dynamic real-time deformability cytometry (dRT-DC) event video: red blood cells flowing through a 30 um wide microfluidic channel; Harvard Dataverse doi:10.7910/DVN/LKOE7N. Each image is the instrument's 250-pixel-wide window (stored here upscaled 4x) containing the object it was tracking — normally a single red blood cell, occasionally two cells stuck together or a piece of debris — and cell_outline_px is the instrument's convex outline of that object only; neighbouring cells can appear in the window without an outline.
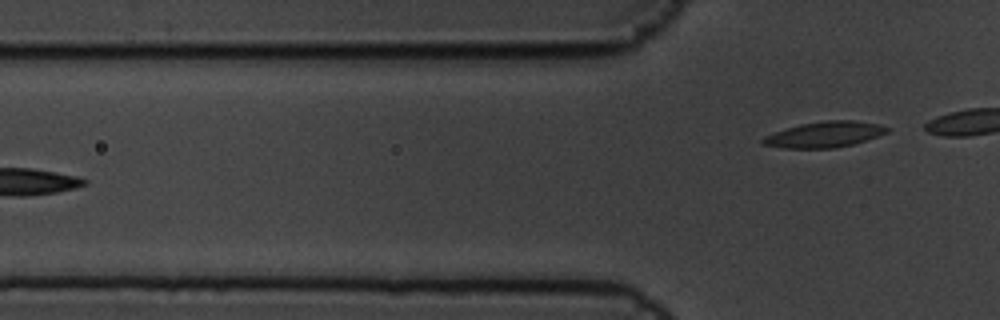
{"species": "common noctule bat (a hibernating species)", "species_latin": "Nyctalus noctula", "temperature_condition": "cold", "stored_images_in_passage": 6, "camera_frame_rate_fps": 3000, "um_per_image_px": 0.085, "animal": {"sex": "male", "body_mass_g": 19.5, "forearm_length_mm": 54.6}, "frame": {"image": 1, "passage_image": 6, "time_ms": 1.667, "image_size_px": [1000, 320], "cell_outline_px": [[888, 132], [852, 144], [836, 148], [784, 148], [764, 144], [760, 140], [764, 136], [800, 124], [824, 120], [852, 120], [876, 124], [888, 128]], "centroid_in_image_um": [70.05, 11.43], "position_along_channel_um": 55.7, "area_um2": 18.26}}